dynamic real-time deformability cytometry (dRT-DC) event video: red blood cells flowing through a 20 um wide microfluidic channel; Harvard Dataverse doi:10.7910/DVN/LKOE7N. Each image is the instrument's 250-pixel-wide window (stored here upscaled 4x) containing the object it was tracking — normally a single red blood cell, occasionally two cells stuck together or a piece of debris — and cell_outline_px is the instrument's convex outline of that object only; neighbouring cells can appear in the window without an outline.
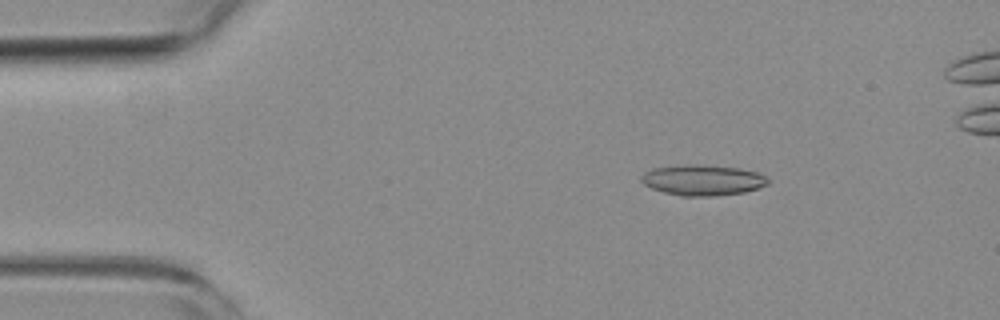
{"species": "common noctule bat (a hibernating species)", "species_latin": "Nyctalus noctula", "temperature_condition": "room temperature", "stored_images_in_passage": 55, "camera_frame_rate_fps": 3000, "um_per_image_px": 0.085, "animal": {"sex": "female", "body_mass_g": 19.3, "forearm_length_mm": 54.1}, "frame": {"image": 1, "passage_image": 8, "time_ms": 2.333, "image_size_px": [1000, 320], "cell_outline_px": [[768, 184], [744, 192], [716, 196], [680, 196], [664, 192], [652, 188], [644, 184], [640, 180], [640, 176], [644, 172], [652, 168], [688, 164], [704, 164], [740, 168], [760, 172], [768, 180]], "centroid_in_image_um": [59.71, 15.3], "position_along_channel_um": 25.3, "area_um2": 22.83}}
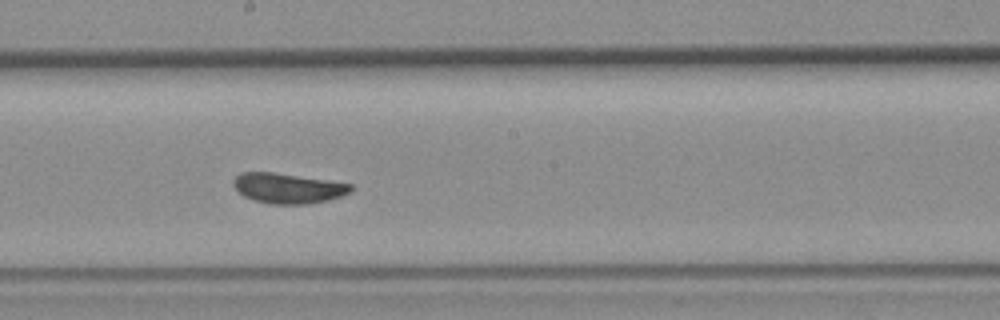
{"frame": {"image": 2, "passage_image": 29, "time_ms": 9.333, "image_size_px": [1000, 320], "cell_outline_px": [[352, 192], [328, 200], [308, 204], [272, 204], [252, 200], [244, 196], [232, 184], [232, 180], [240, 172], [272, 172], [352, 184]], "centroid_in_image_um": [24.45, 16.0], "position_along_channel_um": 223.7, "area_um2": 20.52}}
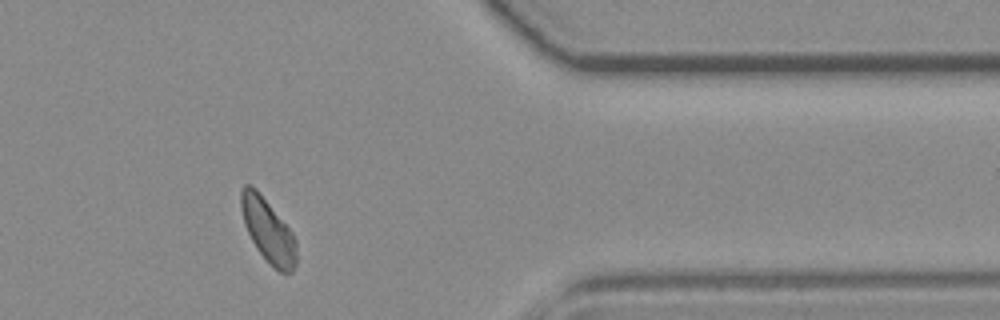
{"frame": {"image": 3, "passage_image": 44, "time_ms": 14.333, "image_size_px": [1000, 320], "cell_outline_px": [[296, 264], [292, 272], [280, 272], [256, 248], [244, 224], [240, 208], [240, 192], [244, 184], [248, 184], [256, 188], [292, 232], [296, 240]], "centroid_in_image_um": [22.77, 19.55], "position_along_channel_um": 388.6, "area_um2": 20.17}}